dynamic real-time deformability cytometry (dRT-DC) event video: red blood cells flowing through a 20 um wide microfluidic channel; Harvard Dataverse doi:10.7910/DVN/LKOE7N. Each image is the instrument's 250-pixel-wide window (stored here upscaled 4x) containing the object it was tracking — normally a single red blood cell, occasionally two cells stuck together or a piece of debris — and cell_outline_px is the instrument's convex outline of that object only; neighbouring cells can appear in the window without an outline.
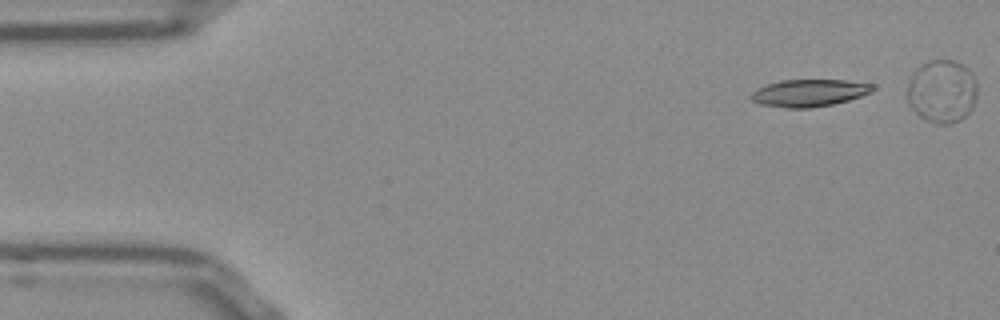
{"species": "Egyptian fruit bat (a non-hibernating species)", "species_latin": "Rousettus aegyptiacus", "temperature_condition": "room temperature", "stored_images_in_passage": 39, "camera_frame_rate_fps": 3000, "um_per_image_px": 0.085, "frame": {"image": 1, "passage_image": 1, "time_ms": 0.0, "image_size_px": [1000, 320], "cell_outline_px": [[876, 88], [860, 96], [848, 100], [832, 104], [808, 108], [788, 108], [760, 104], [752, 100], [748, 96], [756, 88], [780, 80], [844, 80], [876, 84]], "centroid_in_image_um": [68.75, 7.89], "position_along_channel_um": 16.2, "area_um2": 19.25}}
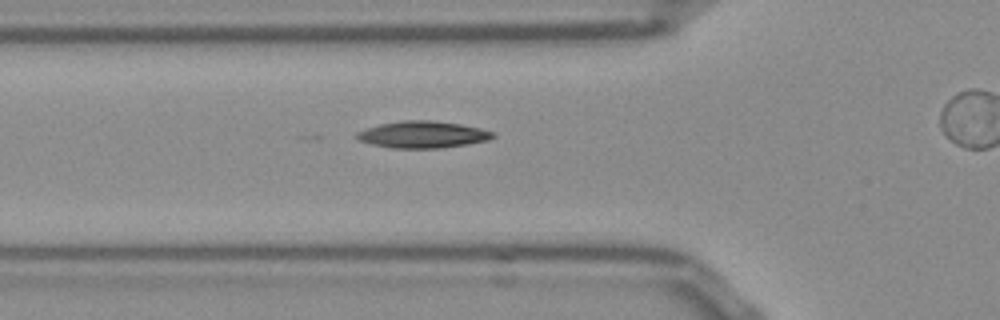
{"frame": {"image": 2, "passage_image": 14, "time_ms": 4.333, "image_size_px": [1000, 320], "cell_outline_px": [[496, 136], [488, 140], [464, 144], [436, 148], [392, 148], [372, 144], [360, 140], [356, 136], [356, 132], [380, 124], [404, 120], [432, 120], [460, 124], [480, 128], [492, 132]], "centroid_in_image_um": [35.92, 11.43], "position_along_channel_um": 89.9, "area_um2": 20.92}}
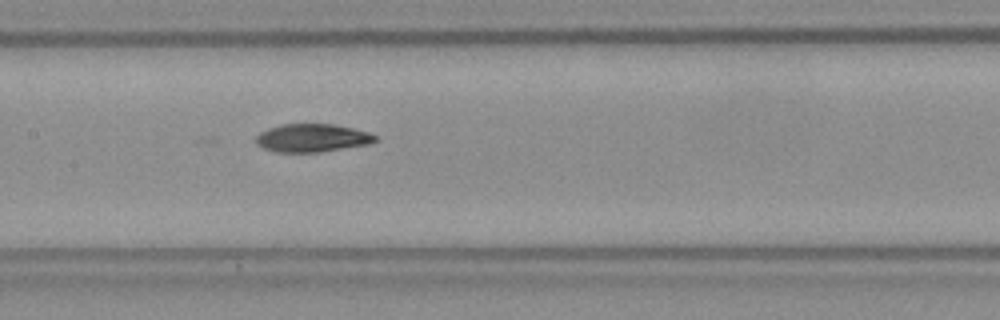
{"frame": {"image": 3, "passage_image": 21, "time_ms": 6.667, "image_size_px": [1000, 320], "cell_outline_px": [[380, 140], [368, 144], [320, 152], [276, 152], [264, 148], [256, 144], [256, 136], [260, 132], [268, 128], [280, 124], [332, 124], [352, 128], [368, 132], [380, 136]], "centroid_in_image_um": [26.56, 11.72], "position_along_channel_um": 180.8, "area_um2": 19.65}}